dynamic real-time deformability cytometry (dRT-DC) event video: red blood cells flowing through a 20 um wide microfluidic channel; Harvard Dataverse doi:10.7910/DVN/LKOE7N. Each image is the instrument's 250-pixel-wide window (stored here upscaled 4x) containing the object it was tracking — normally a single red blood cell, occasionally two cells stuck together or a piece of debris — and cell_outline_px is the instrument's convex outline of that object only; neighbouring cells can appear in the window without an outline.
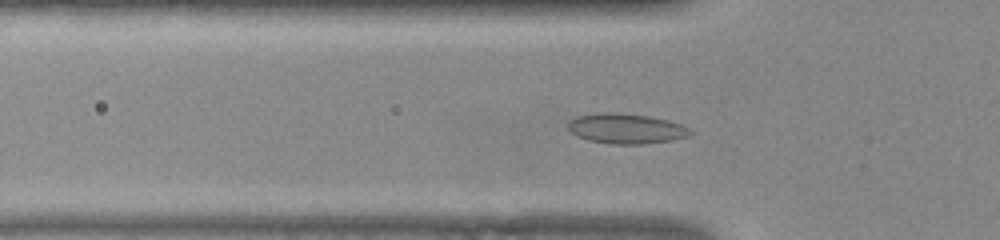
{"species": "common noctule bat (a hibernating species)", "species_latin": "Nyctalus noctula", "temperature_condition": "warm", "stored_images_in_passage": 52, "camera_frame_rate_fps": 3000, "um_per_image_px": 0.085, "animal": {"sex": "female", "body_mass_g": 22.0, "forearm_length_mm": 56.7}, "frame": {"image": 1, "passage_image": 16, "time_ms": 5.0, "image_size_px": [1000, 240], "cell_outline_px": [[696, 132], [688, 136], [672, 140], [644, 144], [612, 144], [588, 140], [576, 136], [568, 128], [568, 120], [576, 116], [600, 112], [612, 112], [648, 116], [668, 120], [680, 124]], "centroid_in_image_um": [53.21, 10.93], "position_along_channel_um": 72.6, "area_um2": 21.56}}
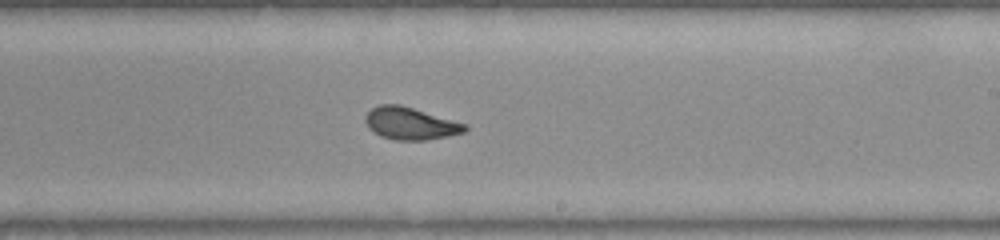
{"frame": {"image": 2, "passage_image": 30, "time_ms": 9.667, "image_size_px": [1000, 240], "cell_outline_px": [[468, 128], [464, 132], [448, 136], [428, 140], [396, 140], [380, 136], [372, 132], [368, 128], [364, 120], [364, 116], [372, 108], [380, 104], [400, 104], [468, 124]], "centroid_in_image_um": [34.87, 10.49], "position_along_channel_um": 254.1, "area_um2": 18.96}}
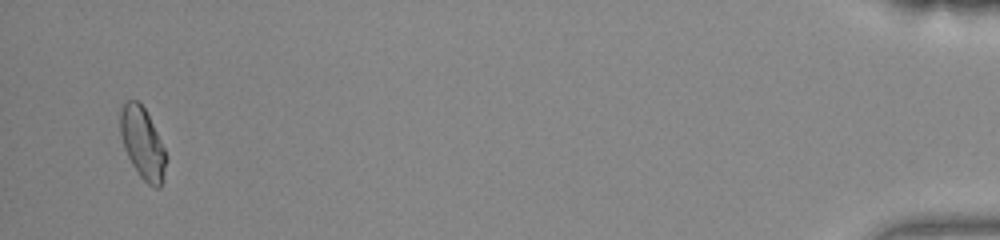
{"frame": {"image": 3, "passage_image": 50, "time_ms": 16.333, "image_size_px": [1000, 240], "cell_outline_px": [[168, 156], [164, 180], [160, 188], [156, 188], [148, 184], [140, 176], [132, 164], [124, 148], [120, 132], [120, 108], [128, 100], [136, 100], [144, 108]], "centroid_in_image_um": [12.13, 12.22], "position_along_channel_um": 423.1, "area_um2": 18.96}, "authors_computed_cell_mechanics": {"area_um2": 19.074, "velocity_mm_per_s": 3.8908, "shape_relaxation_time_tau1_ms": null, "shape_relaxation_time_tau2_ms": 1.0955, "deformation_change_tau1": null, "deformation_change_tau2": 0.0538}}